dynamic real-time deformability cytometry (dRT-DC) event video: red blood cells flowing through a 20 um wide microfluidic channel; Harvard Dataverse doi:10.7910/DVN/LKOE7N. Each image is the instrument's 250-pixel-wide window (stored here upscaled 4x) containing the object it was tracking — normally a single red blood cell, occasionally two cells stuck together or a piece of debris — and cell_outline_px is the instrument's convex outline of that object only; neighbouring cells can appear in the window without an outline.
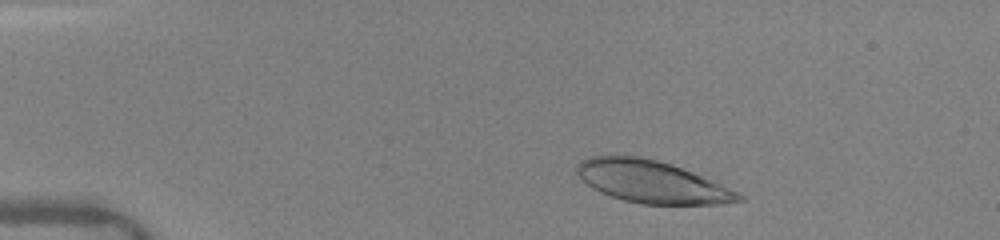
{"species": "human", "species_latin": "Homo sapiens", "temperature_condition": "warm", "stored_images_in_passage": 6, "camera_frame_rate_fps": 3000, "um_per_image_px": 0.085, "donor": {"sex": "female"}, "frame": {"image": 1, "passage_image": 2, "time_ms": 0.667, "image_size_px": [1000, 240], "cell_outline_px": [[744, 200], [724, 204], [640, 204], [624, 200], [600, 192], [592, 188], [576, 172], [576, 164], [580, 160], [588, 156], [616, 152], [640, 156], [672, 164], [692, 172], [720, 184], [744, 196]], "centroid_in_image_um": [55.31, 15.41], "position_along_channel_um": 29.7, "area_um2": 40.23}}
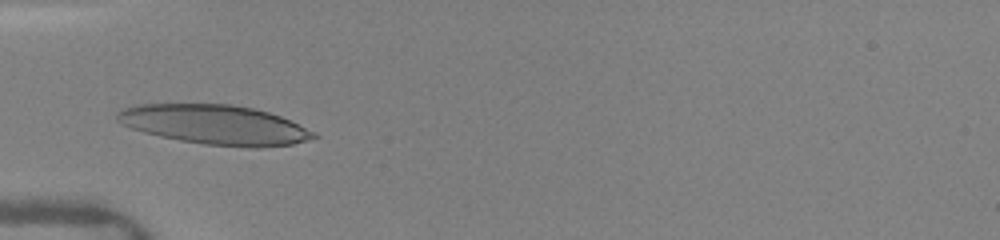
{"frame": {"image": 2, "passage_image": 5, "time_ms": 3.333, "image_size_px": [1000, 240], "cell_outline_px": [[320, 136], [292, 144], [260, 148], [248, 148], [204, 144], [180, 140], [160, 136], [144, 132], [120, 124], [116, 120], [116, 112], [124, 108], [136, 104], [232, 104], [252, 108], [268, 112], [280, 116], [316, 132]], "centroid_in_image_um": [18.26, 10.6], "position_along_channel_um": 66.7, "area_um2": 45.37}}